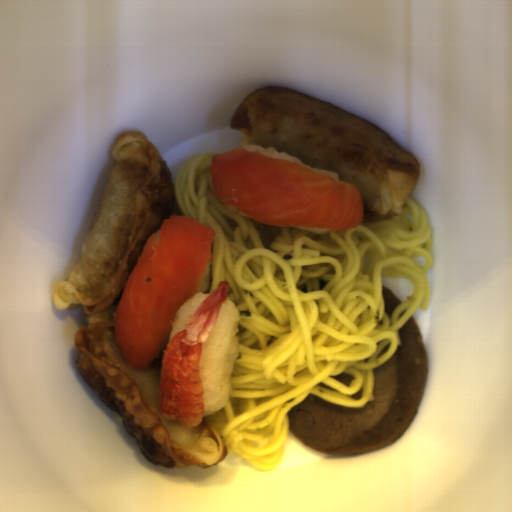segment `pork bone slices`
I'll use <instances>...</instances> for the list:
<instances>
[{
	"instance_id": "d1f655de",
	"label": "pork bone slices",
	"mask_w": 512,
	"mask_h": 512,
	"mask_svg": "<svg viewBox=\"0 0 512 512\" xmlns=\"http://www.w3.org/2000/svg\"><path fill=\"white\" fill-rule=\"evenodd\" d=\"M400 346L375 368L372 399L361 408L310 394L290 409L289 430L315 451L362 454L390 446L413 424L427 385L429 355L414 317L398 332Z\"/></svg>"
},
{
	"instance_id": "8bd94acc",
	"label": "pork bone slices",
	"mask_w": 512,
	"mask_h": 512,
	"mask_svg": "<svg viewBox=\"0 0 512 512\" xmlns=\"http://www.w3.org/2000/svg\"><path fill=\"white\" fill-rule=\"evenodd\" d=\"M385 312L387 317H392L394 311L401 305V301L394 295V293L387 287H382Z\"/></svg>"
},
{
	"instance_id": "559dba5c",
	"label": "pork bone slices",
	"mask_w": 512,
	"mask_h": 512,
	"mask_svg": "<svg viewBox=\"0 0 512 512\" xmlns=\"http://www.w3.org/2000/svg\"><path fill=\"white\" fill-rule=\"evenodd\" d=\"M330 378H333L337 382L342 383L346 386H350L353 383L355 377L352 374L341 373L339 375L330 376Z\"/></svg>"
},
{
	"instance_id": "b8b60e73",
	"label": "pork bone slices",
	"mask_w": 512,
	"mask_h": 512,
	"mask_svg": "<svg viewBox=\"0 0 512 512\" xmlns=\"http://www.w3.org/2000/svg\"><path fill=\"white\" fill-rule=\"evenodd\" d=\"M364 396V388L363 386L354 394H351L349 397L351 400L359 401Z\"/></svg>"
}]
</instances>
